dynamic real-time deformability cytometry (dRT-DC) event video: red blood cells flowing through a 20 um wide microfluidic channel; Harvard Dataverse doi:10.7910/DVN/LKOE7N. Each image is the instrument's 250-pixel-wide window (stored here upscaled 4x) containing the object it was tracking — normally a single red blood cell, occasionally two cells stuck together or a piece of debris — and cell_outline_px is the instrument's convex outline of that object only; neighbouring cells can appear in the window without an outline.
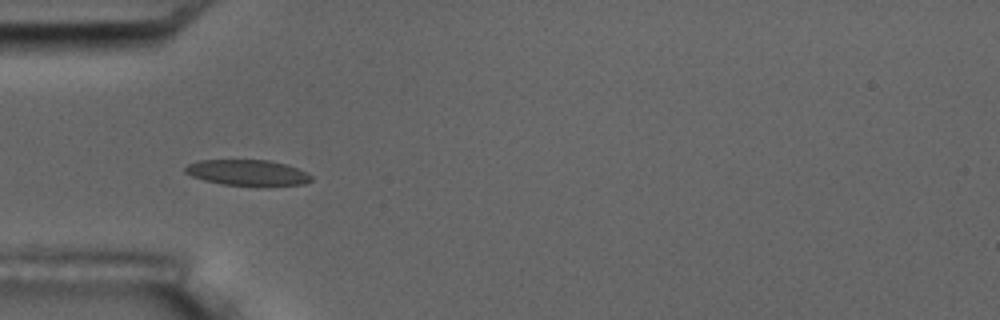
{"species": "common noctule bat (a hibernating species)", "species_latin": "Nyctalus noctula", "temperature_condition": "room temperature", "stored_images_in_passage": 8, "camera_frame_rate_fps": 3000, "um_per_image_px": 0.085, "animal": {"sex": "male", "body_mass_g": 17.5, "forearm_length_mm": 52.3}, "frame": {"image": 1, "passage_image": 6, "time_ms": 5.667, "image_size_px": [1000, 320], "cell_outline_px": [[312, 180], [304, 184], [268, 188], [220, 184], [204, 180], [192, 176], [184, 172], [184, 168], [188, 164], [196, 160], [268, 160], [288, 164], [312, 176]], "centroid_in_image_um": [21.06, 14.71], "position_along_channel_um": 63.9, "area_um2": 19.65}}